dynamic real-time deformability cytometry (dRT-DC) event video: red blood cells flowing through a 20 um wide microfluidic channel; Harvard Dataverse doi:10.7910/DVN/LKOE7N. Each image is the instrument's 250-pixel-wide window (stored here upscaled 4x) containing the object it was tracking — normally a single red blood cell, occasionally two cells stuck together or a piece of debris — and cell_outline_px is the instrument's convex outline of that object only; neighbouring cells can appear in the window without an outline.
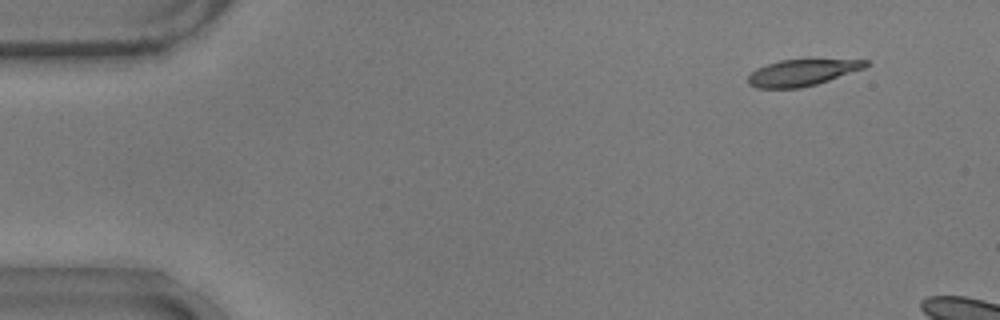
{"species": "common noctule bat (a hibernating species)", "species_latin": "Nyctalus noctula", "temperature_condition": "warm", "stored_images_in_passage": 9, "camera_frame_rate_fps": 3000, "um_per_image_px": 0.085, "animal": {"sex": "male", "body_mass_g": 17.9}, "frame": {"image": 1, "passage_image": 1, "time_ms": 0.0, "image_size_px": [1000, 320], "cell_outline_px": [[868, 64], [864, 68], [816, 84], [800, 88], [756, 88], [748, 84], [748, 76], [756, 68], [780, 60], [868, 60]], "centroid_in_image_um": [68.12, 6.18], "position_along_channel_um": 16.9, "area_um2": 17.74}}